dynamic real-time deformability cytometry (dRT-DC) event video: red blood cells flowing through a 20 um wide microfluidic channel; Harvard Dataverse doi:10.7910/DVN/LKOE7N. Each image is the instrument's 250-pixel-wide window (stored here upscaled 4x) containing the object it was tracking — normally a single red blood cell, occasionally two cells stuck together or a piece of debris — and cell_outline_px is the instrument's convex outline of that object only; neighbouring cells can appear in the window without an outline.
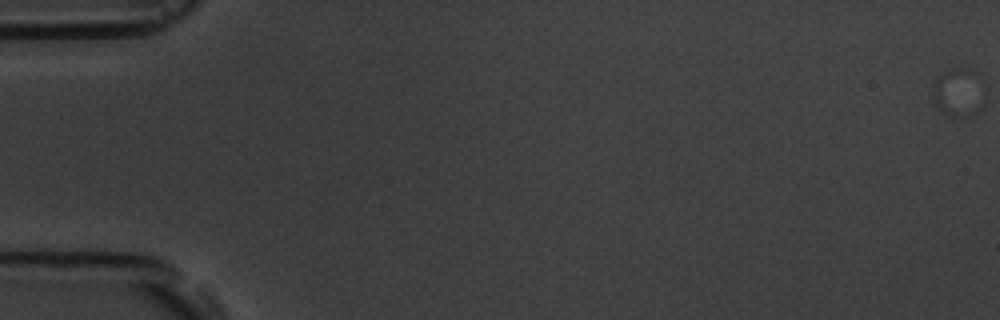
{"species": "common noctule bat (a hibernating species)", "species_latin": "Nyctalus noctula", "temperature_condition": "room temperature", "stored_images_in_passage": 6, "camera_frame_rate_fps": 3000, "um_per_image_px": 0.085, "animal": {"sex": "male", "body_mass_g": 19.5, "forearm_length_mm": 54.6}, "frame": {"image": 1, "passage_image": 1, "time_ms": 0.0, "image_size_px": [1000, 320], "cell_outline_px": [[980, 76], [956, 116], [952, 116], [944, 112], [932, 100], [932, 80], [948, 68], [968, 68], [976, 72]], "centroid_in_image_um": [81.03, 7.55], "position_along_channel_um": 4.0, "area_um2": 11.21}}
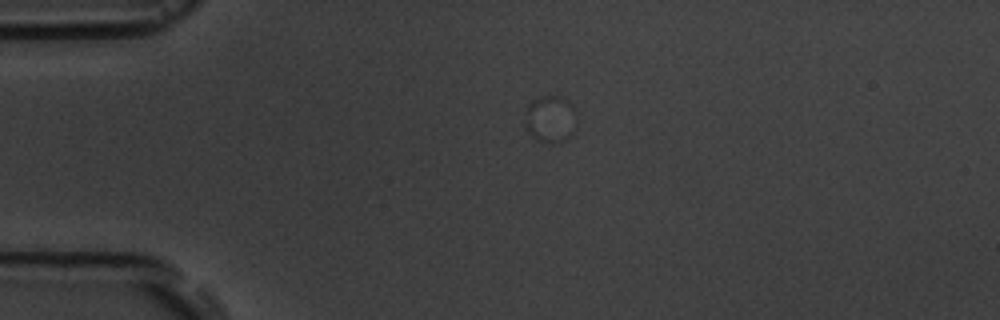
{"frame": {"image": 2, "passage_image": 5, "time_ms": 5.667, "image_size_px": [1000, 320], "cell_outline_px": [[572, 136], [564, 140], [552, 144], [544, 144], [536, 140], [524, 128], [524, 124], [528, 104], [544, 96], [560, 96], [568, 100], [572, 132]], "centroid_in_image_um": [46.66, 10.18], "position_along_channel_um": 38.3, "area_um2": 13.47}}